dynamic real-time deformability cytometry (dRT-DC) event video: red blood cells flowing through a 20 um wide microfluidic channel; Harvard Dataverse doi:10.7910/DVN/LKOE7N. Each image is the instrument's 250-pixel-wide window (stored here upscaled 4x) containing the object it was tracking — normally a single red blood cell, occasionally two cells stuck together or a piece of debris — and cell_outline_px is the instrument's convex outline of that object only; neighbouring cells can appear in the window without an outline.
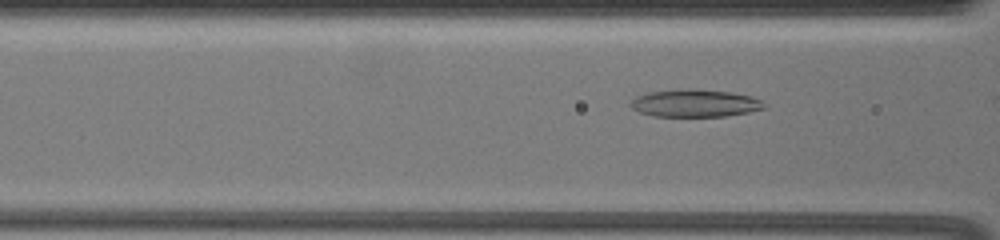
{"species": "common noctule bat (a hibernating species)", "species_latin": "Nyctalus noctula", "temperature_condition": "warm", "stored_images_in_passage": 26, "camera_frame_rate_fps": 3000, "um_per_image_px": 0.085, "animal": {"sex": "female", "body_mass_g": 19.5, "forearm_length_mm": 54.1}, "frame": {"image": 1, "passage_image": 24, "time_ms": 7.667, "image_size_px": [1000, 240], "cell_outline_px": [[764, 108], [748, 112], [724, 116], [652, 116], [640, 112], [632, 108], [628, 104], [636, 96], [648, 92], [680, 88], [728, 92], [748, 96], [760, 100], [764, 104]], "centroid_in_image_um": [58.98, 8.77], "position_along_channel_um": 107.6, "area_um2": 21.15}}